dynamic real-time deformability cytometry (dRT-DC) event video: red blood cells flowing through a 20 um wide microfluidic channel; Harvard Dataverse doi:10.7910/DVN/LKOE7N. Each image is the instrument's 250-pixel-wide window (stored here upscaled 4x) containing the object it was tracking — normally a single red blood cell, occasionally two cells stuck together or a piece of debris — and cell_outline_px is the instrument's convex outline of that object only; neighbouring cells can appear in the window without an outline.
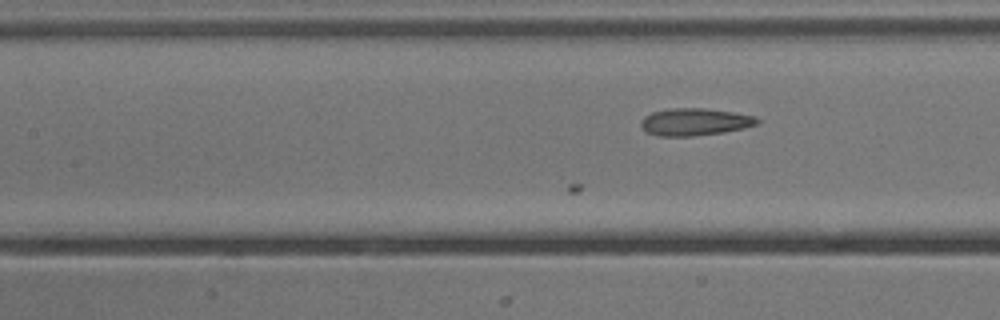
{"species": "common noctule bat (a hibernating species)", "species_latin": "Nyctalus noctula", "temperature_condition": "cold", "stored_images_in_passage": 36, "camera_frame_rate_fps": 3000, "um_per_image_px": 0.085, "animal": {"sex": "male", "body_mass_g": 13.3}, "frame": {"image": 1, "passage_image": 5, "time_ms": 1.333, "image_size_px": [1000, 320], "cell_outline_px": [[760, 124], [744, 128], [724, 132], [692, 136], [660, 136], [648, 132], [640, 124], [640, 120], [644, 116], [652, 112], [668, 108], [704, 108], [732, 112], [756, 116], [760, 120]], "centroid_in_image_um": [59.08, 10.35], "position_along_channel_um": 148.3, "area_um2": 18.55}}